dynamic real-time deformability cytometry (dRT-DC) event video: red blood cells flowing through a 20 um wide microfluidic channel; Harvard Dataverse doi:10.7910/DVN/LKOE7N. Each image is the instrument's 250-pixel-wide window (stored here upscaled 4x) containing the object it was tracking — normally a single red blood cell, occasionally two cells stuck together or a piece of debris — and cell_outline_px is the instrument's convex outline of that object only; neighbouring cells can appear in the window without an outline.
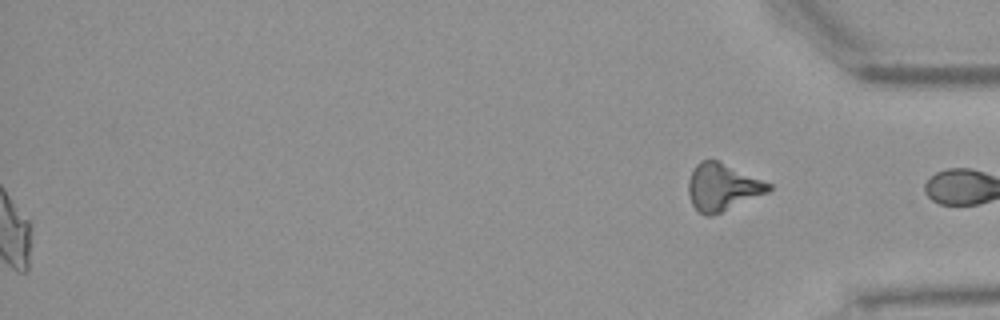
{"species": "Egyptian fruit bat (a non-hibernating species)", "species_latin": "Rousettus aegyptiacus", "temperature_condition": "warm", "stored_images_in_passage": 52, "segment_of_instrument_passage": [2, 2], "camera_frame_rate_fps": 3000, "um_per_image_px": 0.085, "animal": {"sex": "female"}, "frame": {"image": 1, "passage_image": 52, "time_ms": 17.0, "image_size_px": [1000, 320], "cell_outline_px": [[772, 188], [768, 192], [712, 216], [704, 216], [692, 204], [688, 192], [688, 180], [696, 164], [700, 160], [716, 160], [772, 184]], "centroid_in_image_um": [61.39, 15.91], "position_along_channel_um": 373.8, "area_um2": 21.73}}